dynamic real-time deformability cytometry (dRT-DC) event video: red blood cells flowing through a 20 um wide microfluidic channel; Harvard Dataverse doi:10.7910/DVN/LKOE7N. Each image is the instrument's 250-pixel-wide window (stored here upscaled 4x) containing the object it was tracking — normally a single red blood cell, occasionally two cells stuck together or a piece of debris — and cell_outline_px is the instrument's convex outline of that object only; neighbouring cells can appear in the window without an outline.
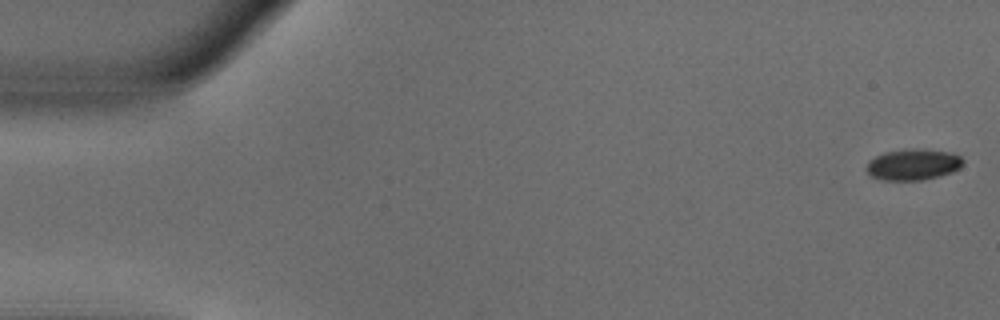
{"species": "common noctule bat (a hibernating species)", "species_latin": "Nyctalus noctula", "temperature_condition": "warm", "stored_images_in_passage": 52, "camera_frame_rate_fps": 3000, "um_per_image_px": 0.085, "animal": {"sex": "male", "body_mass_g": 18.8}, "frame": {"image": 1, "passage_image": 1, "time_ms": 0.0, "image_size_px": [1000, 320], "cell_outline_px": [[964, 164], [960, 168], [952, 172], [940, 176], [924, 180], [884, 180], [868, 176], [864, 168], [868, 160], [884, 152], [912, 148], [916, 148], [952, 152], [960, 156], [964, 160]], "centroid_in_image_um": [77.59, 13.98], "position_along_channel_um": 7.4, "area_um2": 17.98}}
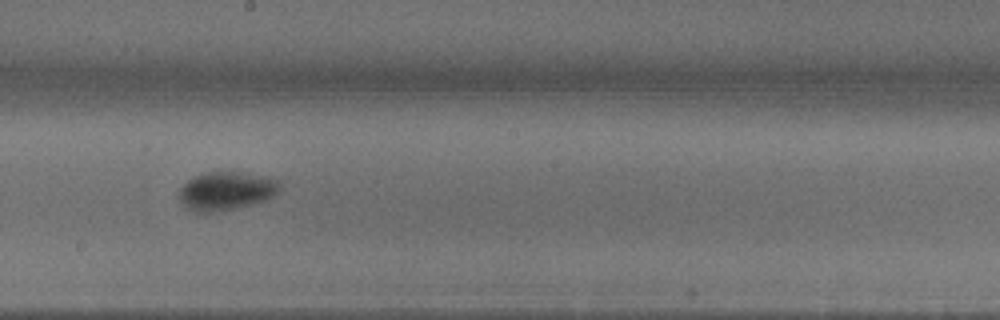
{"frame": {"image": 2, "passage_image": 29, "time_ms": 9.333, "image_size_px": [1000, 320], "cell_outline_px": [[280, 188], [272, 196], [264, 200], [252, 204], [236, 208], [216, 212], [192, 212], [180, 200], [180, 188], [192, 176], [204, 172], [240, 172], [268, 176], [280, 180]], "centroid_in_image_um": [19.23, 16.21], "position_along_channel_um": 229.0, "area_um2": 22.6}}
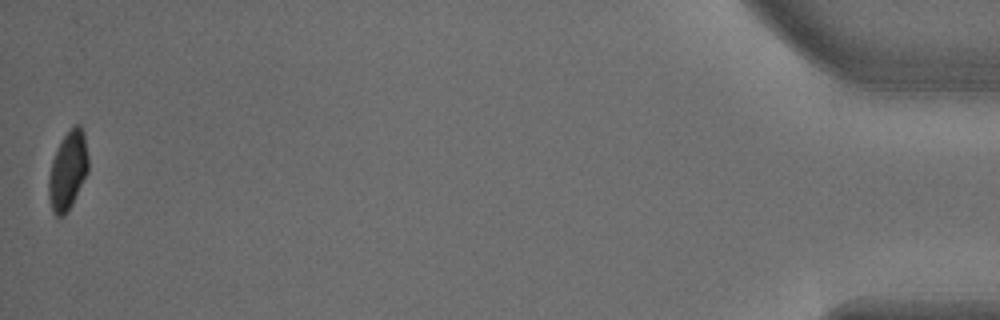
{"frame": {"image": 3, "passage_image": 52, "time_ms": 17.0, "image_size_px": [1000, 320], "cell_outline_px": [[88, 172], [68, 212], [64, 216], [56, 216], [52, 212], [48, 196], [48, 176], [52, 160], [60, 140], [76, 124], [80, 124], [84, 132], [88, 156]], "centroid_in_image_um": [5.76, 14.52], "position_along_channel_um": 429.4, "area_um2": 18.26}, "authors_computed_cell_mechanics": {"area_um2": 19.5942, "velocity_mm_per_s": 3.8533, "shape_relaxation_time_tau1_ms": 3.7501, "shape_relaxation_time_tau2_ms": null, "deformation_change_tau1": 0.128, "deformation_change_tau2": null}}